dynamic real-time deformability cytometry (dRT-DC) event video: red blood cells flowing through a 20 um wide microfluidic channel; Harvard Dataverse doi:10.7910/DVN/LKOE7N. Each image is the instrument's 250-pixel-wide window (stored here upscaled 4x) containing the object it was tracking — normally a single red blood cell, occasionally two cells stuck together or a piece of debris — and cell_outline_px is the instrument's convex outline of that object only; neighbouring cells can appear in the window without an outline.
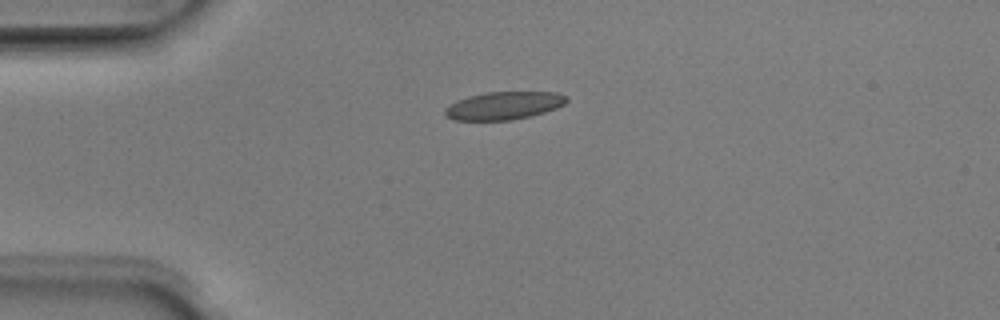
{"species": "Egyptian fruit bat (a non-hibernating species)", "species_latin": "Rousettus aegyptiacus", "temperature_condition": "room temperature", "stored_images_in_passage": 39, "camera_frame_rate_fps": 3000, "um_per_image_px": 0.085, "animal": {"sex": "male"}, "frame": {"image": 1, "passage_image": 1, "time_ms": 0.0, "image_size_px": [1000, 320], "cell_outline_px": [[568, 100], [564, 104], [556, 108], [544, 112], [512, 120], [452, 120], [444, 116], [444, 108], [456, 100], [468, 96], [484, 92], [556, 92], [568, 96]], "centroid_in_image_um": [42.79, 8.97], "position_along_channel_um": 42.2, "area_um2": 19.88}}
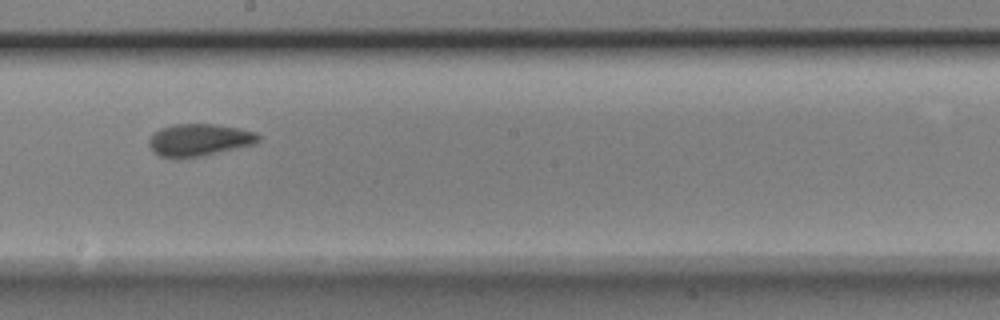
{"frame": {"image": 2, "passage_image": 17, "time_ms": 5.333, "image_size_px": [1000, 320], "cell_outline_px": [[260, 140], [256, 144], [204, 156], [180, 160], [176, 160], [160, 156], [152, 152], [148, 144], [148, 140], [152, 132], [160, 128], [172, 124], [212, 124], [240, 128], [256, 132], [260, 136]], "centroid_in_image_um": [16.89, 11.92], "position_along_channel_um": 231.3, "area_um2": 21.33}}
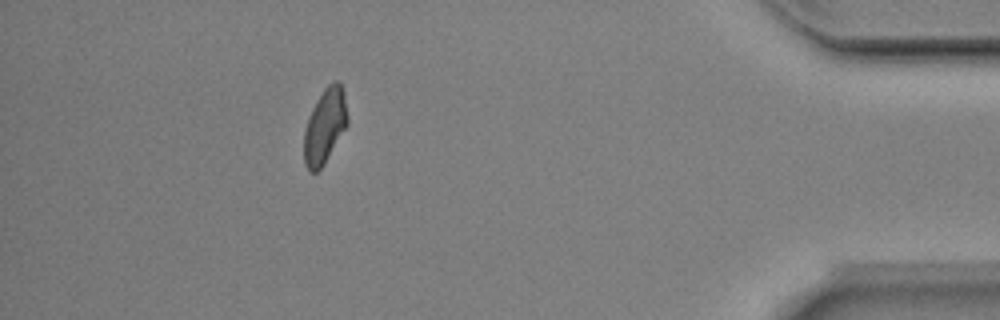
{"frame": {"image": 3, "passage_image": 34, "time_ms": 11.0, "image_size_px": [1000, 320], "cell_outline_px": [[348, 124], [324, 164], [316, 172], [308, 172], [304, 164], [304, 128], [308, 116], [316, 100], [324, 88], [332, 80], [336, 80], [340, 84], [344, 92], [348, 116]], "centroid_in_image_um": [27.6, 10.7], "position_along_channel_um": 407.6, "area_um2": 19.19}, "authors_computed_cell_mechanics": {"area_um2": 19.941, "velocity_mm_per_s": 4.0158, "shape_relaxation_time_tau1_ms": 4.3286, "shape_relaxation_time_tau2_ms": 2.6275, "deformation_change_tau1": 0.1173, "deformation_change_tau2": 0.055}}